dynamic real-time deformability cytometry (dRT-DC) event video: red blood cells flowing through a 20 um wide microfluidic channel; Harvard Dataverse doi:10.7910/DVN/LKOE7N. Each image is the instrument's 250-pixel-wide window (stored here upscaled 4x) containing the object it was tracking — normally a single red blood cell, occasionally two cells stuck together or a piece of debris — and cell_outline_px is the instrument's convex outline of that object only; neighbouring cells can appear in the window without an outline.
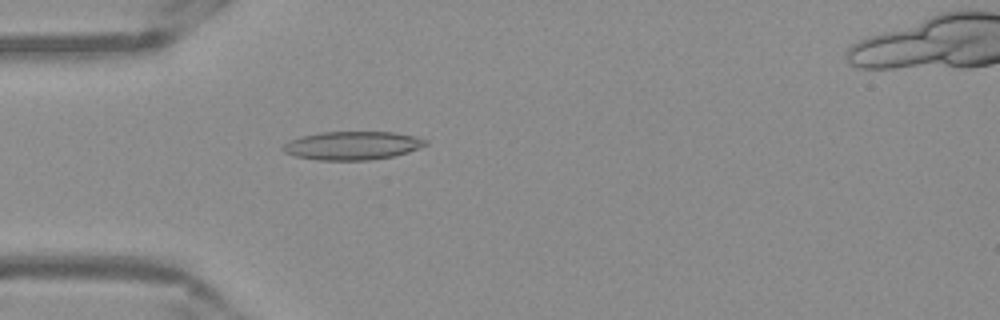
{"species": "Egyptian fruit bat (a non-hibernating species)", "species_latin": "Rousettus aegyptiacus", "temperature_condition": "warm", "stored_images_in_passage": 38, "camera_frame_rate_fps": 3000, "um_per_image_px": 0.085, "frame": {"image": 1, "passage_image": 1, "time_ms": 0.0, "image_size_px": [1000, 320], "cell_outline_px": [[428, 144], [408, 152], [392, 156], [368, 160], [316, 160], [296, 156], [284, 152], [280, 148], [288, 140], [300, 136], [320, 132], [392, 132], [416, 136], [428, 140]], "centroid_in_image_um": [29.92, 12.36], "position_along_channel_um": 55.1, "area_um2": 23.7}}
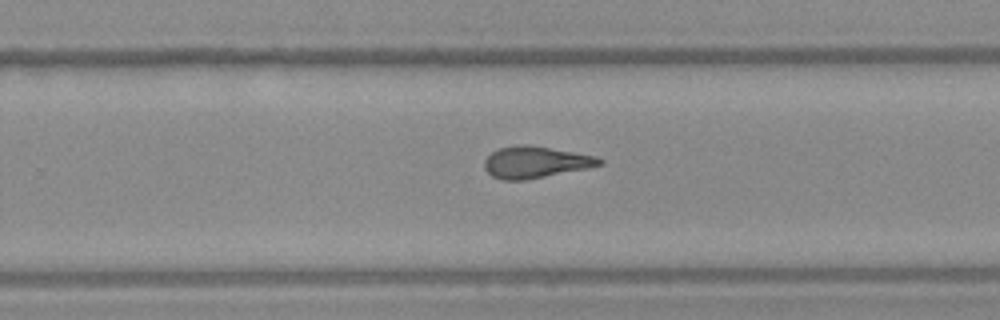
{"frame": {"image": 2, "passage_image": 19, "time_ms": 6.0, "image_size_px": [1000, 320], "cell_outline_px": [[604, 164], [588, 168], [524, 180], [504, 180], [492, 176], [484, 168], [484, 160], [492, 152], [500, 148], [516, 144], [528, 144], [596, 156], [604, 160]], "centroid_in_image_um": [45.52, 13.78], "position_along_channel_um": 284.3, "area_um2": 21.15}}
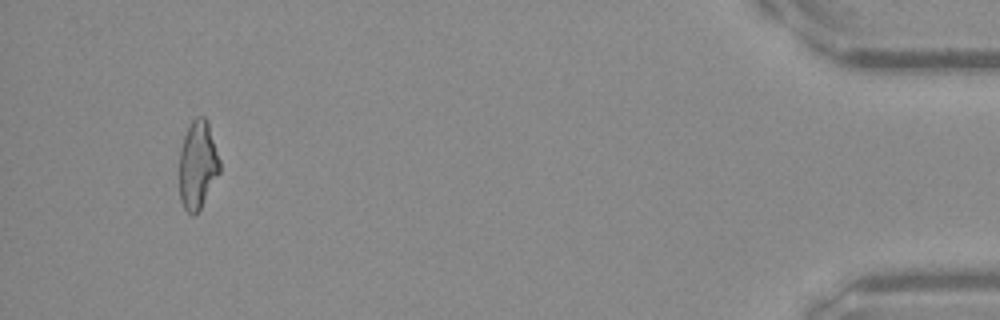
{"frame": {"image": 3, "passage_image": 35, "time_ms": 11.333, "image_size_px": [1000, 320], "cell_outline_px": [[220, 172], [200, 208], [192, 216], [184, 208], [180, 200], [180, 148], [184, 136], [192, 120], [196, 116], [204, 116], [208, 120], [220, 160]], "centroid_in_image_um": [16.81, 13.98], "position_along_channel_um": 418.4, "area_um2": 20.69}, "authors_computed_cell_mechanics": {"area_um2": 21.097, "velocity_mm_per_s": 3.8997, "shape_relaxation_time_tau1_ms": null, "shape_relaxation_time_tau2_ms": 2.2071, "deformation_change_tau1": null, "deformation_change_tau2": 0.1225}}